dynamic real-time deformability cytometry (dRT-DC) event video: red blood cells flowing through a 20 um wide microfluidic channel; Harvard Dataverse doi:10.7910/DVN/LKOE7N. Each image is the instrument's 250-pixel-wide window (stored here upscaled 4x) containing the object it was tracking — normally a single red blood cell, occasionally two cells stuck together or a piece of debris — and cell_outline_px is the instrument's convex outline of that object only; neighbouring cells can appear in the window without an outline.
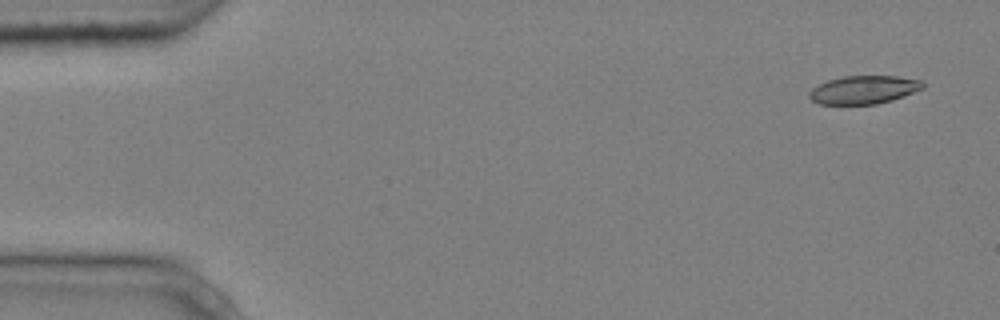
{"species": "common noctule bat (a hibernating species)", "species_latin": "Nyctalus noctula", "temperature_condition": "cold", "stored_images_in_passage": 7, "camera_frame_rate_fps": 3000, "um_per_image_px": 0.085, "animal": {"sex": "male", "body_mass_g": 20.4}, "frame": {"image": 1, "passage_image": 1, "time_ms": 0.0, "image_size_px": [1000, 320], "cell_outline_px": [[924, 88], [892, 100], [876, 104], [820, 104], [812, 100], [808, 96], [808, 92], [812, 88], [828, 80], [844, 76], [896, 76], [920, 80], [924, 84]], "centroid_in_image_um": [73.4, 7.63], "position_along_channel_um": 11.6, "area_um2": 18.55}}
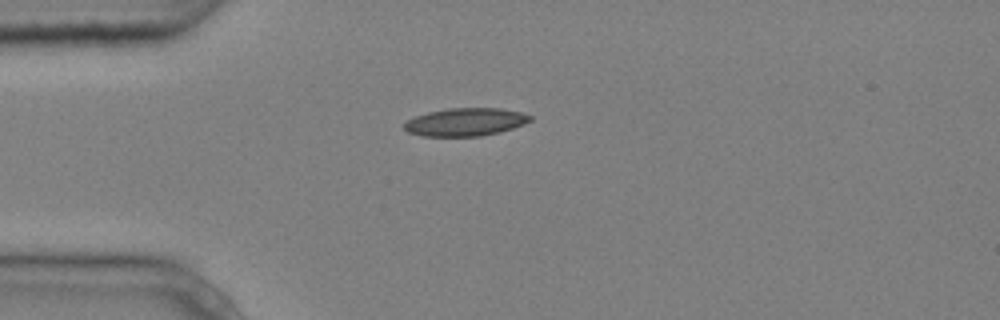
{"frame": {"image": 2, "passage_image": 4, "time_ms": 1.0, "image_size_px": [1000, 320], "cell_outline_px": [[532, 120], [524, 124], [500, 132], [480, 136], [420, 136], [408, 132], [404, 128], [404, 124], [408, 120], [416, 116], [428, 112], [448, 108], [500, 108], [520, 112], [532, 116]], "centroid_in_image_um": [39.57, 10.37], "position_along_channel_um": 45.4, "area_um2": 20.46}}
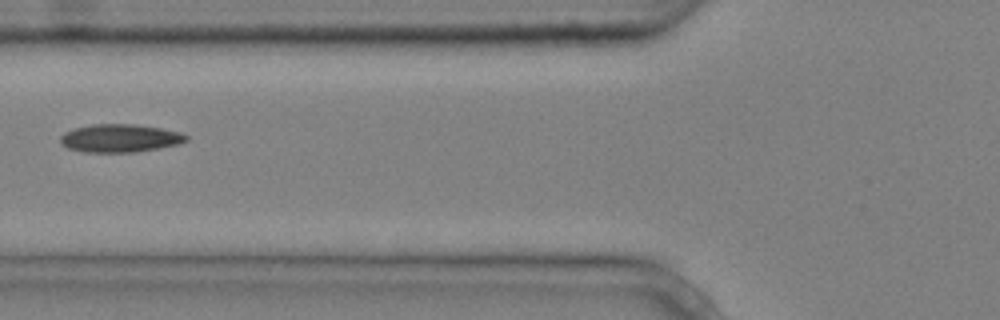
{"frame": {"image": 3, "passage_image": 6, "time_ms": 1.667, "image_size_px": [1000, 320], "cell_outline_px": [[188, 140], [180, 144], [132, 152], [84, 152], [68, 148], [60, 144], [60, 136], [64, 132], [72, 128], [92, 124], [136, 124], [160, 128], [180, 132], [188, 136]], "centroid_in_image_um": [10.16, 11.74], "position_along_channel_um": 115.6, "area_um2": 20.63}}